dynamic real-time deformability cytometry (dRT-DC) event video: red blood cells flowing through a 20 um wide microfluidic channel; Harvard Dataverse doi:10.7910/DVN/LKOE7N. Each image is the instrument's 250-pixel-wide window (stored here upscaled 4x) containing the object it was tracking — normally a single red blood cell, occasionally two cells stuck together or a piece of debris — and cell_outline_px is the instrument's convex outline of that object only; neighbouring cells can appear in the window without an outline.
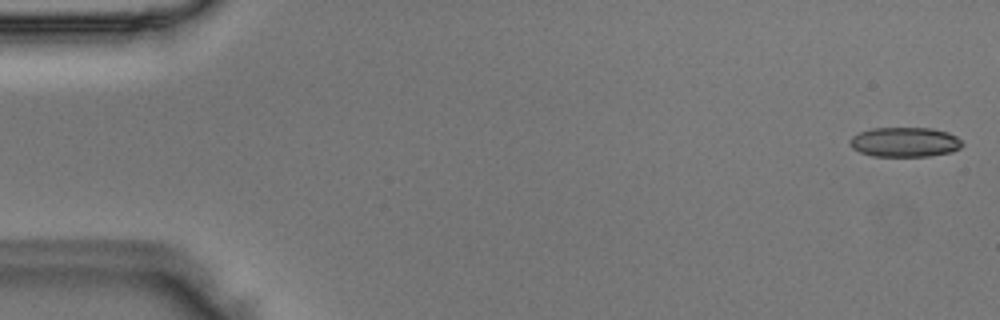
{"species": "Egyptian fruit bat (a non-hibernating species)", "species_latin": "Rousettus aegyptiacus", "temperature_condition": "room temperature", "stored_images_in_passage": 9, "camera_frame_rate_fps": 3000, "um_per_image_px": 0.085, "animal": {"sex": "male"}, "frame": {"image": 1, "passage_image": 1, "time_ms": 0.0, "image_size_px": [1000, 320], "cell_outline_px": [[964, 144], [960, 148], [952, 152], [928, 156], [872, 156], [860, 152], [852, 148], [848, 144], [848, 140], [852, 136], [860, 132], [872, 128], [932, 128], [948, 132], [956, 136]], "centroid_in_image_um": [76.89, 12.08], "position_along_channel_um": 8.1, "area_um2": 19.59}}